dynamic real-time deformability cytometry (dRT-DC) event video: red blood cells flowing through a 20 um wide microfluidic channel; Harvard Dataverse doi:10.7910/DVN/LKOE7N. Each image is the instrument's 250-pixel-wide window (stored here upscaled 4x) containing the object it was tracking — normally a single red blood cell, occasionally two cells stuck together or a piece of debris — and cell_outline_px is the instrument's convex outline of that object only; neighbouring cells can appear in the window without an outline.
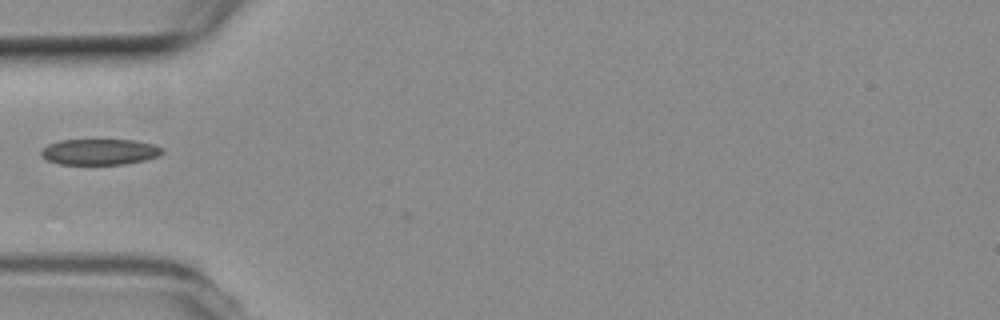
{"species": "common noctule bat (a hibernating species)", "species_latin": "Nyctalus noctula", "temperature_condition": "room temperature", "stored_images_in_passage": 2, "camera_frame_rate_fps": 3000, "um_per_image_px": 0.085, "animal": {"sex": "female", "body_mass_g": 19.3, "forearm_length_mm": 54.1}, "frame": {"image": 1, "passage_image": 1, "time_ms": 0.0, "image_size_px": [1000, 320], "cell_outline_px": [[164, 152], [156, 156], [144, 160], [124, 164], [60, 164], [48, 160], [40, 156], [40, 152], [48, 144], [60, 140], [136, 140], [152, 144], [164, 148]], "centroid_in_image_um": [8.46, 12.9], "position_along_channel_um": 76.5, "area_um2": 18.21}}